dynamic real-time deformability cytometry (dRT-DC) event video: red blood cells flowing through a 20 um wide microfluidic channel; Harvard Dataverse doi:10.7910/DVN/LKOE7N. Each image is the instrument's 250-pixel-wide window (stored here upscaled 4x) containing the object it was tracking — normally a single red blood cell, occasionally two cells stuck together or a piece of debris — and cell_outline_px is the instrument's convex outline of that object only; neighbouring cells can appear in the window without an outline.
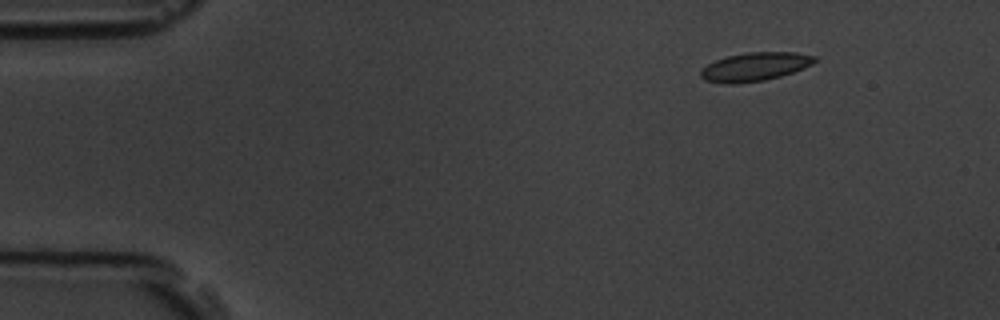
{"species": "common noctule bat (a hibernating species)", "species_latin": "Nyctalus noctula", "temperature_condition": "room temperature", "stored_images_in_passage": 5, "camera_frame_rate_fps": 3000, "um_per_image_px": 0.085, "animal": {"sex": "male", "body_mass_g": 19.5, "forearm_length_mm": 54.6}, "frame": {"image": 1, "passage_image": 2, "time_ms": 1.0, "image_size_px": [1000, 320], "cell_outline_px": [[816, 60], [812, 64], [804, 68], [780, 76], [764, 80], [736, 84], [724, 84], [704, 80], [700, 76], [700, 68], [716, 60], [728, 56], [744, 52], [796, 52], [816, 56]], "centroid_in_image_um": [64.13, 5.67], "position_along_channel_um": 20.9, "area_um2": 19.07}}
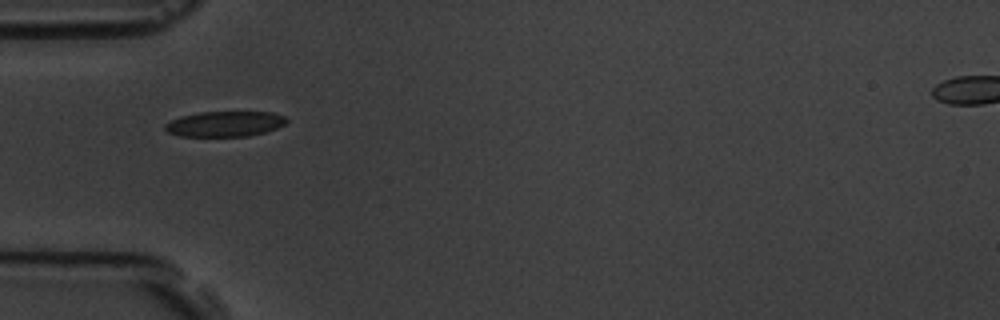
{"frame": {"image": 2, "passage_image": 5, "time_ms": 4.667, "image_size_px": [1000, 320], "cell_outline_px": [[288, 120], [284, 124], [276, 128], [264, 132], [248, 136], [180, 136], [168, 132], [164, 128], [164, 124], [180, 116], [200, 112], [272, 112], [284, 116]], "centroid_in_image_um": [19.1, 10.53], "position_along_channel_um": 65.9, "area_um2": 17.86}}